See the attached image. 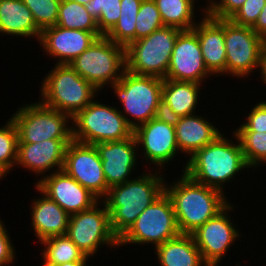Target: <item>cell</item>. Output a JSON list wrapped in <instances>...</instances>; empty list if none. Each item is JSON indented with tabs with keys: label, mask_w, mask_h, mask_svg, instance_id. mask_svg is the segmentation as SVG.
<instances>
[{
	"label": "cell",
	"mask_w": 266,
	"mask_h": 266,
	"mask_svg": "<svg viewBox=\"0 0 266 266\" xmlns=\"http://www.w3.org/2000/svg\"><path fill=\"white\" fill-rule=\"evenodd\" d=\"M159 172V173H157ZM142 174L122 184L110 187L103 202L110 217L113 234L120 239L136 218L164 193L166 184L160 171Z\"/></svg>",
	"instance_id": "cell-1"
},
{
	"label": "cell",
	"mask_w": 266,
	"mask_h": 266,
	"mask_svg": "<svg viewBox=\"0 0 266 266\" xmlns=\"http://www.w3.org/2000/svg\"><path fill=\"white\" fill-rule=\"evenodd\" d=\"M173 185H164L170 198L181 234H191L228 204L224 193L197 183L184 172Z\"/></svg>",
	"instance_id": "cell-2"
},
{
	"label": "cell",
	"mask_w": 266,
	"mask_h": 266,
	"mask_svg": "<svg viewBox=\"0 0 266 266\" xmlns=\"http://www.w3.org/2000/svg\"><path fill=\"white\" fill-rule=\"evenodd\" d=\"M221 134L214 142L196 151L186 162L184 173L197 183L224 193L223 183L235 174L250 168L241 150L240 143L229 141ZM223 186V187H222Z\"/></svg>",
	"instance_id": "cell-3"
},
{
	"label": "cell",
	"mask_w": 266,
	"mask_h": 266,
	"mask_svg": "<svg viewBox=\"0 0 266 266\" xmlns=\"http://www.w3.org/2000/svg\"><path fill=\"white\" fill-rule=\"evenodd\" d=\"M117 109L93 99L71 119L73 121L70 122L75 126H72V139L95 145L131 137L136 128V121H131L123 111Z\"/></svg>",
	"instance_id": "cell-4"
},
{
	"label": "cell",
	"mask_w": 266,
	"mask_h": 266,
	"mask_svg": "<svg viewBox=\"0 0 266 266\" xmlns=\"http://www.w3.org/2000/svg\"><path fill=\"white\" fill-rule=\"evenodd\" d=\"M55 65L42 81L41 103L73 118L95 98L97 89L69 64Z\"/></svg>",
	"instance_id": "cell-5"
},
{
	"label": "cell",
	"mask_w": 266,
	"mask_h": 266,
	"mask_svg": "<svg viewBox=\"0 0 266 266\" xmlns=\"http://www.w3.org/2000/svg\"><path fill=\"white\" fill-rule=\"evenodd\" d=\"M182 30L163 26L125 48L126 70L136 75L166 78L171 54Z\"/></svg>",
	"instance_id": "cell-6"
},
{
	"label": "cell",
	"mask_w": 266,
	"mask_h": 266,
	"mask_svg": "<svg viewBox=\"0 0 266 266\" xmlns=\"http://www.w3.org/2000/svg\"><path fill=\"white\" fill-rule=\"evenodd\" d=\"M69 65L98 91L119 81L126 70L125 47L105 36L97 38Z\"/></svg>",
	"instance_id": "cell-7"
},
{
	"label": "cell",
	"mask_w": 266,
	"mask_h": 266,
	"mask_svg": "<svg viewBox=\"0 0 266 266\" xmlns=\"http://www.w3.org/2000/svg\"><path fill=\"white\" fill-rule=\"evenodd\" d=\"M110 87L114 88L124 113L137 120L136 127L162 114V78L125 70L119 81Z\"/></svg>",
	"instance_id": "cell-8"
},
{
	"label": "cell",
	"mask_w": 266,
	"mask_h": 266,
	"mask_svg": "<svg viewBox=\"0 0 266 266\" xmlns=\"http://www.w3.org/2000/svg\"><path fill=\"white\" fill-rule=\"evenodd\" d=\"M11 116L17 133L18 143H37L50 139H72V119L68 114L45 106L40 101L25 104Z\"/></svg>",
	"instance_id": "cell-9"
},
{
	"label": "cell",
	"mask_w": 266,
	"mask_h": 266,
	"mask_svg": "<svg viewBox=\"0 0 266 266\" xmlns=\"http://www.w3.org/2000/svg\"><path fill=\"white\" fill-rule=\"evenodd\" d=\"M180 234L171 200L164 192L136 218L119 239V246L153 243L157 247Z\"/></svg>",
	"instance_id": "cell-10"
},
{
	"label": "cell",
	"mask_w": 266,
	"mask_h": 266,
	"mask_svg": "<svg viewBox=\"0 0 266 266\" xmlns=\"http://www.w3.org/2000/svg\"><path fill=\"white\" fill-rule=\"evenodd\" d=\"M99 203L88 210L70 215L66 232V235L88 258L95 255L100 245L119 247V239L113 234L110 226L107 207L101 200ZM101 203L103 209L99 208Z\"/></svg>",
	"instance_id": "cell-11"
},
{
	"label": "cell",
	"mask_w": 266,
	"mask_h": 266,
	"mask_svg": "<svg viewBox=\"0 0 266 266\" xmlns=\"http://www.w3.org/2000/svg\"><path fill=\"white\" fill-rule=\"evenodd\" d=\"M226 73L238 78L249 76L259 67L260 52L265 41L252 27L241 26L224 19Z\"/></svg>",
	"instance_id": "cell-12"
},
{
	"label": "cell",
	"mask_w": 266,
	"mask_h": 266,
	"mask_svg": "<svg viewBox=\"0 0 266 266\" xmlns=\"http://www.w3.org/2000/svg\"><path fill=\"white\" fill-rule=\"evenodd\" d=\"M62 170L99 200L106 197L109 187L95 145L72 140L67 145Z\"/></svg>",
	"instance_id": "cell-13"
},
{
	"label": "cell",
	"mask_w": 266,
	"mask_h": 266,
	"mask_svg": "<svg viewBox=\"0 0 266 266\" xmlns=\"http://www.w3.org/2000/svg\"><path fill=\"white\" fill-rule=\"evenodd\" d=\"M233 208L229 203L220 213L191 233L207 266H218L233 241L240 236L228 217L229 210Z\"/></svg>",
	"instance_id": "cell-14"
},
{
	"label": "cell",
	"mask_w": 266,
	"mask_h": 266,
	"mask_svg": "<svg viewBox=\"0 0 266 266\" xmlns=\"http://www.w3.org/2000/svg\"><path fill=\"white\" fill-rule=\"evenodd\" d=\"M133 134L137 144H142L143 158L160 169L178 153L173 119L162 114L136 127Z\"/></svg>",
	"instance_id": "cell-15"
},
{
	"label": "cell",
	"mask_w": 266,
	"mask_h": 266,
	"mask_svg": "<svg viewBox=\"0 0 266 266\" xmlns=\"http://www.w3.org/2000/svg\"><path fill=\"white\" fill-rule=\"evenodd\" d=\"M210 75L197 34L192 29L182 30L176 38L165 79L201 84Z\"/></svg>",
	"instance_id": "cell-16"
},
{
	"label": "cell",
	"mask_w": 266,
	"mask_h": 266,
	"mask_svg": "<svg viewBox=\"0 0 266 266\" xmlns=\"http://www.w3.org/2000/svg\"><path fill=\"white\" fill-rule=\"evenodd\" d=\"M35 184L69 215L88 210L100 201L63 170L53 171Z\"/></svg>",
	"instance_id": "cell-17"
},
{
	"label": "cell",
	"mask_w": 266,
	"mask_h": 266,
	"mask_svg": "<svg viewBox=\"0 0 266 266\" xmlns=\"http://www.w3.org/2000/svg\"><path fill=\"white\" fill-rule=\"evenodd\" d=\"M100 37H103L100 32L65 29L55 25L41 31L39 42L47 54L59 58L57 64H69Z\"/></svg>",
	"instance_id": "cell-18"
},
{
	"label": "cell",
	"mask_w": 266,
	"mask_h": 266,
	"mask_svg": "<svg viewBox=\"0 0 266 266\" xmlns=\"http://www.w3.org/2000/svg\"><path fill=\"white\" fill-rule=\"evenodd\" d=\"M138 146L134 134L125 140L95 144L109 188L130 180L137 163Z\"/></svg>",
	"instance_id": "cell-19"
},
{
	"label": "cell",
	"mask_w": 266,
	"mask_h": 266,
	"mask_svg": "<svg viewBox=\"0 0 266 266\" xmlns=\"http://www.w3.org/2000/svg\"><path fill=\"white\" fill-rule=\"evenodd\" d=\"M73 139H50L37 143H18L16 164L37 174L54 168L62 170L67 145ZM51 168V169H50Z\"/></svg>",
	"instance_id": "cell-20"
},
{
	"label": "cell",
	"mask_w": 266,
	"mask_h": 266,
	"mask_svg": "<svg viewBox=\"0 0 266 266\" xmlns=\"http://www.w3.org/2000/svg\"><path fill=\"white\" fill-rule=\"evenodd\" d=\"M204 14L202 21L192 28L199 39L204 63L211 74H226L224 19Z\"/></svg>",
	"instance_id": "cell-21"
},
{
	"label": "cell",
	"mask_w": 266,
	"mask_h": 266,
	"mask_svg": "<svg viewBox=\"0 0 266 266\" xmlns=\"http://www.w3.org/2000/svg\"><path fill=\"white\" fill-rule=\"evenodd\" d=\"M173 122L178 149L190 157L222 134L210 121L196 114L176 118Z\"/></svg>",
	"instance_id": "cell-22"
},
{
	"label": "cell",
	"mask_w": 266,
	"mask_h": 266,
	"mask_svg": "<svg viewBox=\"0 0 266 266\" xmlns=\"http://www.w3.org/2000/svg\"><path fill=\"white\" fill-rule=\"evenodd\" d=\"M35 189L43 194L31 206V224L37 239L41 242L52 236L66 235L70 215L37 186Z\"/></svg>",
	"instance_id": "cell-23"
},
{
	"label": "cell",
	"mask_w": 266,
	"mask_h": 266,
	"mask_svg": "<svg viewBox=\"0 0 266 266\" xmlns=\"http://www.w3.org/2000/svg\"><path fill=\"white\" fill-rule=\"evenodd\" d=\"M200 85L202 84L163 79L162 115L174 120L194 114L200 97Z\"/></svg>",
	"instance_id": "cell-24"
},
{
	"label": "cell",
	"mask_w": 266,
	"mask_h": 266,
	"mask_svg": "<svg viewBox=\"0 0 266 266\" xmlns=\"http://www.w3.org/2000/svg\"><path fill=\"white\" fill-rule=\"evenodd\" d=\"M0 33L20 37L40 38L32 13L22 0L0 1Z\"/></svg>",
	"instance_id": "cell-25"
},
{
	"label": "cell",
	"mask_w": 266,
	"mask_h": 266,
	"mask_svg": "<svg viewBox=\"0 0 266 266\" xmlns=\"http://www.w3.org/2000/svg\"><path fill=\"white\" fill-rule=\"evenodd\" d=\"M155 248L161 266H207L191 234H180Z\"/></svg>",
	"instance_id": "cell-26"
},
{
	"label": "cell",
	"mask_w": 266,
	"mask_h": 266,
	"mask_svg": "<svg viewBox=\"0 0 266 266\" xmlns=\"http://www.w3.org/2000/svg\"><path fill=\"white\" fill-rule=\"evenodd\" d=\"M45 246L42 251L43 266H57L65 262L87 261L88 257L67 236L59 235L41 241Z\"/></svg>",
	"instance_id": "cell-27"
},
{
	"label": "cell",
	"mask_w": 266,
	"mask_h": 266,
	"mask_svg": "<svg viewBox=\"0 0 266 266\" xmlns=\"http://www.w3.org/2000/svg\"><path fill=\"white\" fill-rule=\"evenodd\" d=\"M160 12L164 26L180 30H191L194 20V3L192 0H154Z\"/></svg>",
	"instance_id": "cell-28"
},
{
	"label": "cell",
	"mask_w": 266,
	"mask_h": 266,
	"mask_svg": "<svg viewBox=\"0 0 266 266\" xmlns=\"http://www.w3.org/2000/svg\"><path fill=\"white\" fill-rule=\"evenodd\" d=\"M142 1L143 0H121L120 17L105 37L125 48L135 41L136 16Z\"/></svg>",
	"instance_id": "cell-29"
},
{
	"label": "cell",
	"mask_w": 266,
	"mask_h": 266,
	"mask_svg": "<svg viewBox=\"0 0 266 266\" xmlns=\"http://www.w3.org/2000/svg\"><path fill=\"white\" fill-rule=\"evenodd\" d=\"M56 25L65 29L100 32L96 19L89 14L85 6L70 0L60 1Z\"/></svg>",
	"instance_id": "cell-30"
},
{
	"label": "cell",
	"mask_w": 266,
	"mask_h": 266,
	"mask_svg": "<svg viewBox=\"0 0 266 266\" xmlns=\"http://www.w3.org/2000/svg\"><path fill=\"white\" fill-rule=\"evenodd\" d=\"M121 0H90L86 10L97 21L100 33L105 36L117 23L120 17Z\"/></svg>",
	"instance_id": "cell-31"
},
{
	"label": "cell",
	"mask_w": 266,
	"mask_h": 266,
	"mask_svg": "<svg viewBox=\"0 0 266 266\" xmlns=\"http://www.w3.org/2000/svg\"><path fill=\"white\" fill-rule=\"evenodd\" d=\"M249 167L266 163V132H233ZM262 162V163H261Z\"/></svg>",
	"instance_id": "cell-32"
},
{
	"label": "cell",
	"mask_w": 266,
	"mask_h": 266,
	"mask_svg": "<svg viewBox=\"0 0 266 266\" xmlns=\"http://www.w3.org/2000/svg\"><path fill=\"white\" fill-rule=\"evenodd\" d=\"M163 26V21L155 1L143 0L136 16L135 41L149 36Z\"/></svg>",
	"instance_id": "cell-33"
},
{
	"label": "cell",
	"mask_w": 266,
	"mask_h": 266,
	"mask_svg": "<svg viewBox=\"0 0 266 266\" xmlns=\"http://www.w3.org/2000/svg\"><path fill=\"white\" fill-rule=\"evenodd\" d=\"M17 146L18 133L14 122L10 118L4 126L0 127V166L7 174L11 171L12 167H15Z\"/></svg>",
	"instance_id": "cell-34"
},
{
	"label": "cell",
	"mask_w": 266,
	"mask_h": 266,
	"mask_svg": "<svg viewBox=\"0 0 266 266\" xmlns=\"http://www.w3.org/2000/svg\"><path fill=\"white\" fill-rule=\"evenodd\" d=\"M32 13L37 27L42 31L55 26L61 0H22Z\"/></svg>",
	"instance_id": "cell-35"
},
{
	"label": "cell",
	"mask_w": 266,
	"mask_h": 266,
	"mask_svg": "<svg viewBox=\"0 0 266 266\" xmlns=\"http://www.w3.org/2000/svg\"><path fill=\"white\" fill-rule=\"evenodd\" d=\"M265 4L266 0H246L230 20L237 25L253 27Z\"/></svg>",
	"instance_id": "cell-36"
},
{
	"label": "cell",
	"mask_w": 266,
	"mask_h": 266,
	"mask_svg": "<svg viewBox=\"0 0 266 266\" xmlns=\"http://www.w3.org/2000/svg\"><path fill=\"white\" fill-rule=\"evenodd\" d=\"M234 132H266V102H259L252 107L247 122L241 124Z\"/></svg>",
	"instance_id": "cell-37"
},
{
	"label": "cell",
	"mask_w": 266,
	"mask_h": 266,
	"mask_svg": "<svg viewBox=\"0 0 266 266\" xmlns=\"http://www.w3.org/2000/svg\"><path fill=\"white\" fill-rule=\"evenodd\" d=\"M246 0H220L210 1L208 8H205V12L212 18L217 19H230L236 11L244 4ZM211 2V3H210Z\"/></svg>",
	"instance_id": "cell-38"
},
{
	"label": "cell",
	"mask_w": 266,
	"mask_h": 266,
	"mask_svg": "<svg viewBox=\"0 0 266 266\" xmlns=\"http://www.w3.org/2000/svg\"><path fill=\"white\" fill-rule=\"evenodd\" d=\"M4 226L3 221L0 220V266H6L15 260V250Z\"/></svg>",
	"instance_id": "cell-39"
},
{
	"label": "cell",
	"mask_w": 266,
	"mask_h": 266,
	"mask_svg": "<svg viewBox=\"0 0 266 266\" xmlns=\"http://www.w3.org/2000/svg\"><path fill=\"white\" fill-rule=\"evenodd\" d=\"M252 29L266 42V4Z\"/></svg>",
	"instance_id": "cell-40"
},
{
	"label": "cell",
	"mask_w": 266,
	"mask_h": 266,
	"mask_svg": "<svg viewBox=\"0 0 266 266\" xmlns=\"http://www.w3.org/2000/svg\"><path fill=\"white\" fill-rule=\"evenodd\" d=\"M259 68L262 74V80L266 83V42L263 44L260 52Z\"/></svg>",
	"instance_id": "cell-41"
},
{
	"label": "cell",
	"mask_w": 266,
	"mask_h": 266,
	"mask_svg": "<svg viewBox=\"0 0 266 266\" xmlns=\"http://www.w3.org/2000/svg\"><path fill=\"white\" fill-rule=\"evenodd\" d=\"M57 266H87L86 261L65 262Z\"/></svg>",
	"instance_id": "cell-42"
},
{
	"label": "cell",
	"mask_w": 266,
	"mask_h": 266,
	"mask_svg": "<svg viewBox=\"0 0 266 266\" xmlns=\"http://www.w3.org/2000/svg\"><path fill=\"white\" fill-rule=\"evenodd\" d=\"M70 1L77 2L82 5H86L90 0H70Z\"/></svg>",
	"instance_id": "cell-43"
},
{
	"label": "cell",
	"mask_w": 266,
	"mask_h": 266,
	"mask_svg": "<svg viewBox=\"0 0 266 266\" xmlns=\"http://www.w3.org/2000/svg\"><path fill=\"white\" fill-rule=\"evenodd\" d=\"M7 172L0 166V180L3 178V176L5 177V175Z\"/></svg>",
	"instance_id": "cell-44"
}]
</instances>
